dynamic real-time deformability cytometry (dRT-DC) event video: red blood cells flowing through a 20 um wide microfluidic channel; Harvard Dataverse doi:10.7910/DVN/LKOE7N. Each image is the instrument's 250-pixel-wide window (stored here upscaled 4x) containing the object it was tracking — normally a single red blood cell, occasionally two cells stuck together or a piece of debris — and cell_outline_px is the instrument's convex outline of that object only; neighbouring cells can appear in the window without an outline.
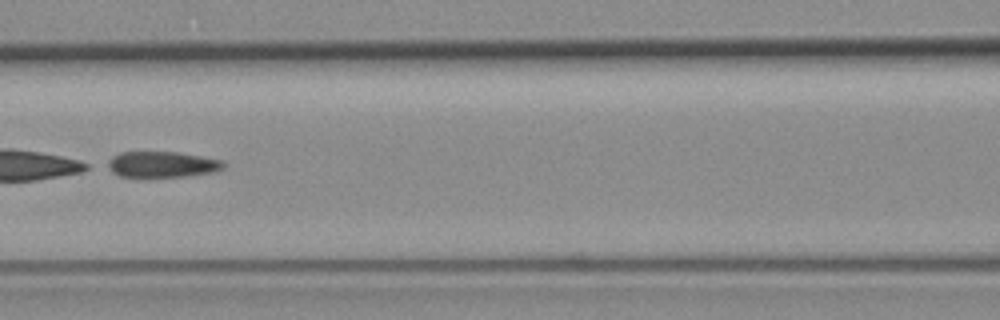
{"species": "common noctule bat (a hibernating species)", "species_latin": "Nyctalus noctula", "temperature_condition": "room temperature", "stored_images_in_passage": 8, "camera_frame_rate_fps": 3000, "um_per_image_px": 0.085, "animal": {"sex": "female", "body_mass_g": 19.3, "forearm_length_mm": 54.1}, "frame": {"image": 1, "passage_image": 4, "time_ms": 3.667, "image_size_px": [1000, 320], "cell_outline_px": [[228, 164], [224, 168], [212, 172], [188, 176], [140, 180], [120, 176], [104, 168], [100, 164], [112, 156], [120, 152], [180, 152], [224, 160]], "centroid_in_image_um": [13.67, 14.02], "position_along_channel_um": 152.9, "area_um2": 18.9}}
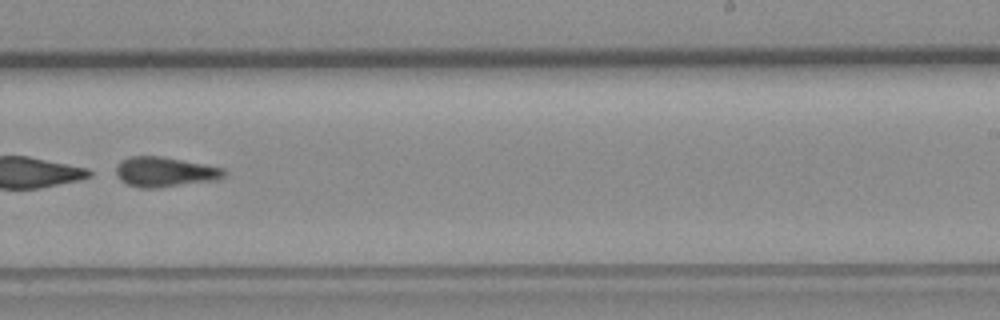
{"frame": {"image": 2, "passage_image": 7, "time_ms": 7.0, "image_size_px": [1000, 320], "cell_outline_px": [[224, 176], [220, 180], [156, 188], [140, 188], [128, 184], [120, 180], [116, 176], [116, 168], [124, 160], [132, 156], [160, 156], [204, 164], [224, 168]], "centroid_in_image_um": [14.04, 14.63], "position_along_channel_um": 275.0, "area_um2": 18.73}}